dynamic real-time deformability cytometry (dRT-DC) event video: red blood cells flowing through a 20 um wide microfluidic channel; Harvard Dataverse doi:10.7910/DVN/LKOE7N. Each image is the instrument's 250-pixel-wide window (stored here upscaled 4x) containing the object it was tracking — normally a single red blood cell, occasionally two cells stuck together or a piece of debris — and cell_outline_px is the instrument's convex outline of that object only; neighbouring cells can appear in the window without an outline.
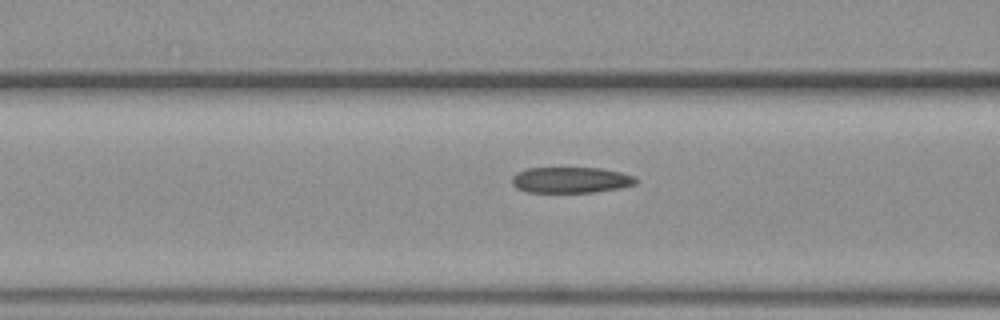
{"species": "common noctule bat (a hibernating species)", "species_latin": "Nyctalus noctula", "temperature_condition": "warm", "stored_images_in_passage": 8, "camera_frame_rate_fps": 3000, "um_per_image_px": 0.085, "animal": {"sex": "female", "body_mass_g": 19.3, "forearm_length_mm": 54.1}, "frame": {"image": 1, "passage_image": 5, "time_ms": 1.333, "image_size_px": [1000, 320], "cell_outline_px": [[636, 184], [620, 188], [592, 192], [528, 192], [516, 188], [512, 184], [512, 176], [516, 172], [528, 168], [600, 168], [620, 172], [636, 176]], "centroid_in_image_um": [48.51, 15.29], "position_along_channel_um": 118.1, "area_um2": 18.73}}